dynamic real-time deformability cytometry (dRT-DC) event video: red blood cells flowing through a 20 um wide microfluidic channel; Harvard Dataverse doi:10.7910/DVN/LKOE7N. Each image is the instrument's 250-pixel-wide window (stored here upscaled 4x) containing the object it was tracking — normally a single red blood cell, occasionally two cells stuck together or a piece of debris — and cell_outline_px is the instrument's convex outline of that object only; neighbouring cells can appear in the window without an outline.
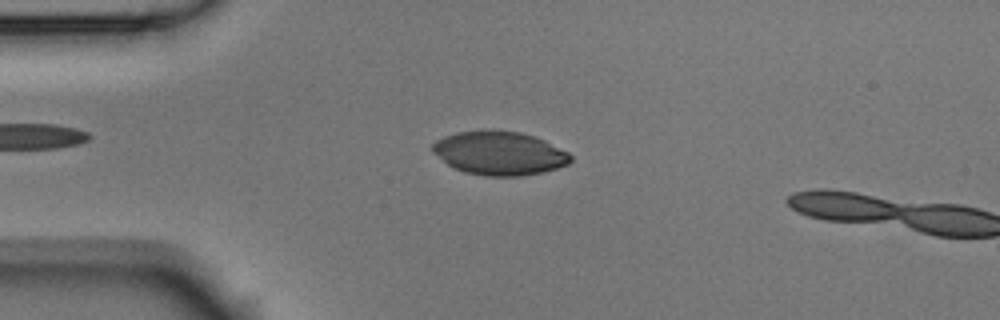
{"species": "Egyptian fruit bat (a non-hibernating species)", "species_latin": "Rousettus aegyptiacus", "temperature_condition": "room temperature", "stored_images_in_passage": 4, "segment_of_instrument_passage": [2, 2], "camera_frame_rate_fps": 3000, "um_per_image_px": 0.085, "animal": {"sex": "male"}, "frame": {"image": 1, "passage_image": 3, "time_ms": 0.667, "image_size_px": [1000, 320], "cell_outline_px": [[572, 160], [568, 164], [556, 168], [540, 172], [520, 176], [488, 176], [464, 172], [448, 164], [432, 152], [432, 144], [436, 140], [444, 136], [456, 132], [484, 128], [492, 128], [520, 132], [536, 136], [568, 152], [572, 156]], "centroid_in_image_um": [42.43, 12.98], "position_along_channel_um": 42.6, "area_um2": 35.49}}